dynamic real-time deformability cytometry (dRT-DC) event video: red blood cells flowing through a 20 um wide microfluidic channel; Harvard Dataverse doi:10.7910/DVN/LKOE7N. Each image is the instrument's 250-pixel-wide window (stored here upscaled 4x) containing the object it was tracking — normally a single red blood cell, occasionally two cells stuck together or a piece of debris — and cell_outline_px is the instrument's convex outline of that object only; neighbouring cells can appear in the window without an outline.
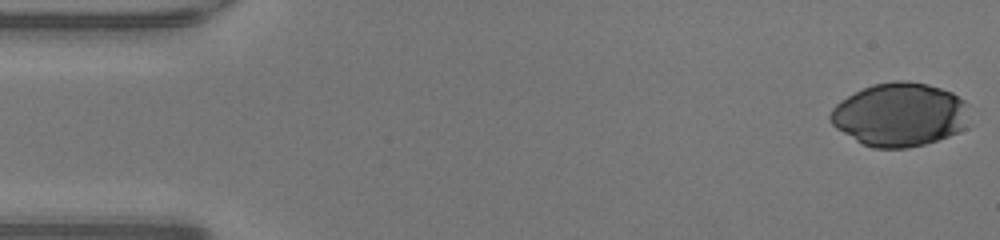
{"species": "human", "species_latin": "Homo sapiens", "temperature_condition": "warm", "stored_images_in_passage": 47, "camera_frame_rate_fps": 3000, "um_per_image_px": 0.085, "donor": {"sex": "male"}, "frame": {"image": 1, "passage_image": 1, "time_ms": 0.0, "image_size_px": [1000, 240], "cell_outline_px": [[968, 104], [964, 128], [948, 136], [924, 144], [908, 148], [872, 148], [856, 140], [836, 128], [832, 124], [828, 116], [832, 108], [840, 100], [872, 84], [896, 80], [904, 80], [928, 84], [952, 92], [964, 100]], "centroid_in_image_um": [76.45, 9.73], "position_along_channel_um": 8.5, "area_um2": 51.27}}
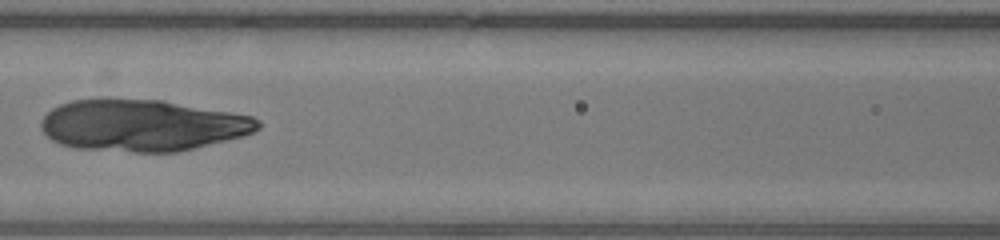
{"frame": {"image": 2, "passage_image": 21, "time_ms": 6.667, "image_size_px": [1000, 240], "cell_outline_px": [[260, 128], [244, 136], [176, 152], [136, 152], [76, 148], [60, 144], [52, 140], [40, 128], [40, 124], [44, 116], [52, 108], [60, 104], [72, 100], [164, 100], [252, 116], [260, 120]], "centroid_in_image_um": [12.1, 10.66], "position_along_channel_um": 154.5, "area_um2": 64.79}}
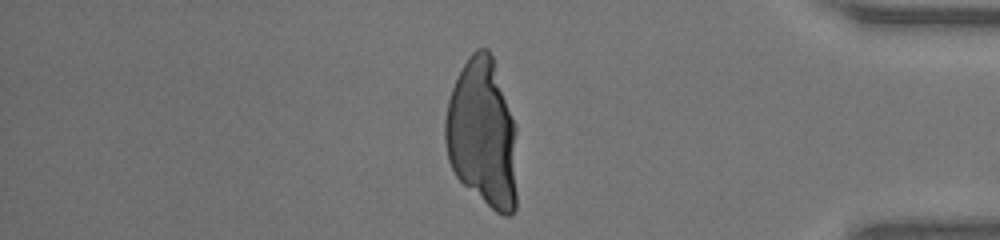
{"frame": {"image": 3, "passage_image": 40, "time_ms": 13.0, "image_size_px": [1000, 240], "cell_outline_px": [[516, 208], [508, 216], [504, 216], [496, 212], [464, 184], [456, 176], [448, 160], [444, 140], [444, 120], [448, 100], [452, 88], [468, 56], [476, 48], [488, 48], [492, 56], [516, 124]], "centroid_in_image_um": [41.01, 11.34], "position_along_channel_um": 394.2, "area_um2": 62.6}}